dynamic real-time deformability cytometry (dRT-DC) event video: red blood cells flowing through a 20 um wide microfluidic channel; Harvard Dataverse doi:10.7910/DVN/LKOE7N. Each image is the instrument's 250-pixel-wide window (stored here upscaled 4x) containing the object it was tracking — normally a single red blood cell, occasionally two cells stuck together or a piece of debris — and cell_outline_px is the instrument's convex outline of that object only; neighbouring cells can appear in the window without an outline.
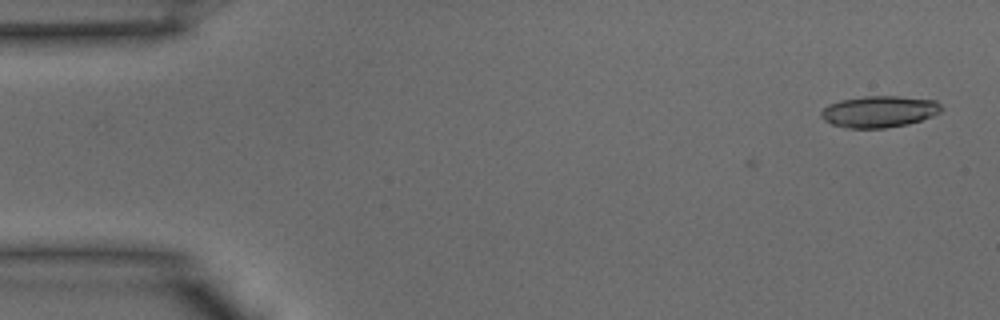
{"species": "common noctule bat (a hibernating species)", "species_latin": "Nyctalus noctula", "temperature_condition": "warm", "stored_images_in_passage": 3, "camera_frame_rate_fps": 3000, "um_per_image_px": 0.085, "animal": {"sex": "male", "body_mass_g": 15.6}, "frame": {"image": 1, "passage_image": 3, "time_ms": 0.667, "image_size_px": [1000, 320], "cell_outline_px": [[944, 108], [940, 112], [932, 116], [908, 124], [884, 128], [844, 128], [832, 124], [824, 120], [820, 116], [820, 112], [828, 104], [840, 100], [864, 96], [900, 96], [936, 100]], "centroid_in_image_um": [74.73, 9.48], "position_along_channel_um": 10.3, "area_um2": 22.25}}